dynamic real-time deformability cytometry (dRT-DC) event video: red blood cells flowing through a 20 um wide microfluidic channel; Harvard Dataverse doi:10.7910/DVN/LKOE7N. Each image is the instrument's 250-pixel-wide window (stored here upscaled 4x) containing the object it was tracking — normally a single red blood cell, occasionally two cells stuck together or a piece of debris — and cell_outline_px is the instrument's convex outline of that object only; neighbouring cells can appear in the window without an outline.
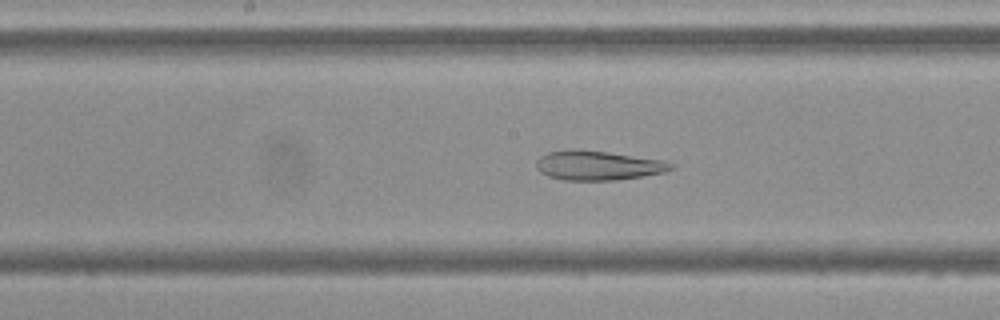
{"species": "Egyptian fruit bat (a non-hibernating species)", "species_latin": "Rousettus aegyptiacus", "temperature_condition": "cold", "stored_images_in_passage": 52, "camera_frame_rate_fps": 3000, "um_per_image_px": 0.085, "frame": {"image": 1, "passage_image": 24, "time_ms": 7.667, "image_size_px": [1000, 320], "cell_outline_px": [[676, 164], [672, 168], [664, 172], [616, 180], [564, 180], [548, 176], [540, 172], [536, 168], [536, 160], [540, 156], [548, 152], [572, 148], [608, 152], [668, 160]], "centroid_in_image_um": [50.83, 14.04], "position_along_channel_um": 197.4, "area_um2": 23.35}}
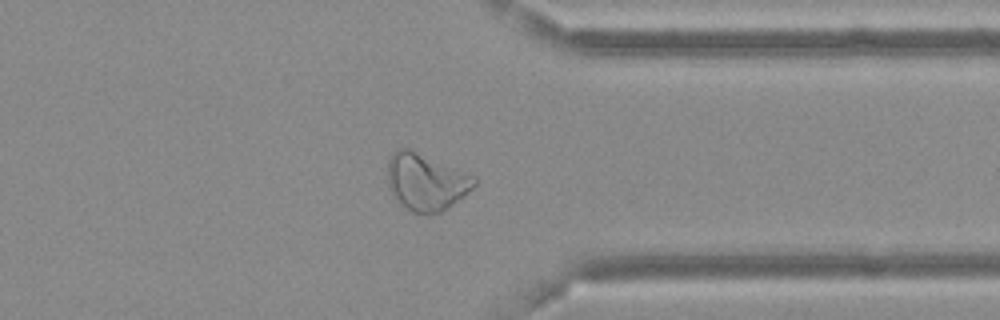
{"frame": {"image": 2, "passage_image": 39, "time_ms": 12.667, "image_size_px": [1000, 320], "cell_outline_px": [[476, 184], [464, 196], [440, 212], [428, 216], [412, 212], [400, 204], [392, 196], [388, 188], [388, 156], [396, 148], [408, 148], [476, 176]], "centroid_in_image_um": [36.17, 15.47], "position_along_channel_um": 375.2, "area_um2": 29.07}}
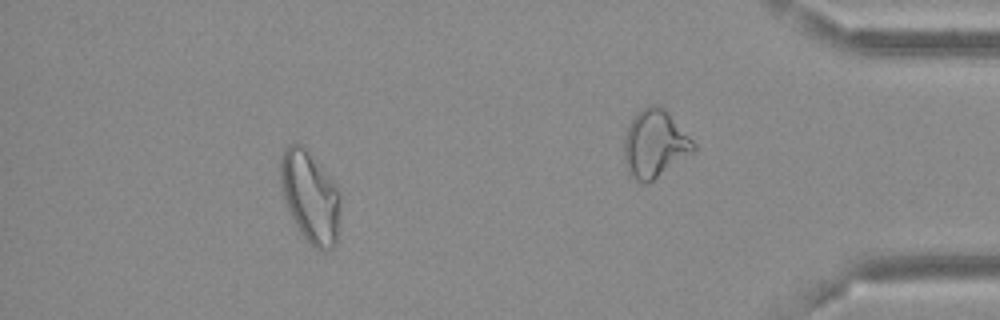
{"frame": {"image": 3, "passage_image": 46, "time_ms": 15.0, "image_size_px": [1000, 320], "cell_outline_px": [[340, 220], [336, 244], [332, 248], [324, 252], [316, 248], [300, 232], [284, 200], [280, 184], [280, 156], [284, 148], [288, 144], [304, 144], [308, 148], [340, 188]], "centroid_in_image_um": [26.39, 16.67], "position_along_channel_um": 408.8, "area_um2": 32.66}, "authors_computed_cell_mechanics": {"area_um2": 29.6803, "velocity_mm_per_s": 3.6481, "shape_relaxation_time_tau1_ms": null, "shape_relaxation_time_tau2_ms": 7.8569, "deformation_change_tau1": null, "deformation_change_tau2": 0.1641}}